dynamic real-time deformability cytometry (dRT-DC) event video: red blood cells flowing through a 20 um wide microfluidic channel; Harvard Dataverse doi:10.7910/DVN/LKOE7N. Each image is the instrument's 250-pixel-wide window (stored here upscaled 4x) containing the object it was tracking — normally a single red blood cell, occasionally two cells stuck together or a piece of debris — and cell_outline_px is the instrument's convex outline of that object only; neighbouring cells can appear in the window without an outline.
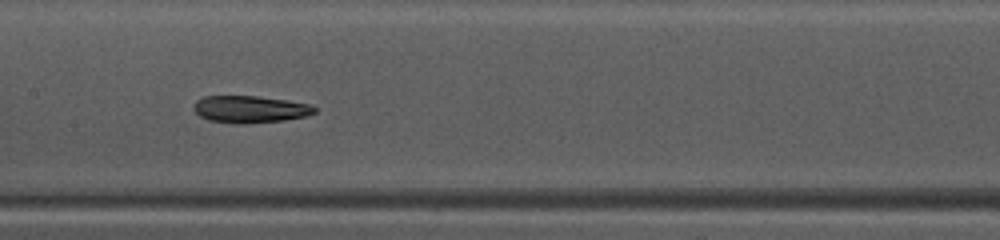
{"species": "common noctule bat (a hibernating species)", "species_latin": "Nyctalus noctula", "temperature_condition": "warm", "stored_images_in_passage": 35, "camera_frame_rate_fps": 3000, "um_per_image_px": 0.085, "animal": {"sex": "female", "body_mass_g": 10.0, "forearm_length_mm": 53.1}, "frame": {"image": 1, "passage_image": 11, "time_ms": 3.333, "image_size_px": [1000, 240], "cell_outline_px": [[316, 112], [304, 116], [284, 120], [240, 124], [208, 120], [200, 116], [192, 108], [192, 104], [196, 100], [204, 96], [256, 96], [288, 100], [312, 104], [316, 108]], "centroid_in_image_um": [21.23, 9.27], "position_along_channel_um": 186.2, "area_um2": 19.13}}
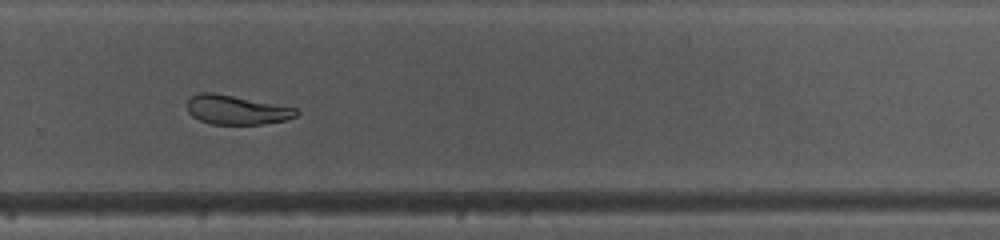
{"frame": {"image": 2, "passage_image": 20, "time_ms": 6.333, "image_size_px": [1000, 240], "cell_outline_px": [[300, 112], [296, 116], [284, 120], [264, 124], [212, 124], [200, 120], [192, 116], [188, 112], [188, 100], [192, 96], [200, 92], [212, 92], [296, 108]], "centroid_in_image_um": [20.09, 9.34], "position_along_channel_um": 309.7, "area_um2": 18.32}}
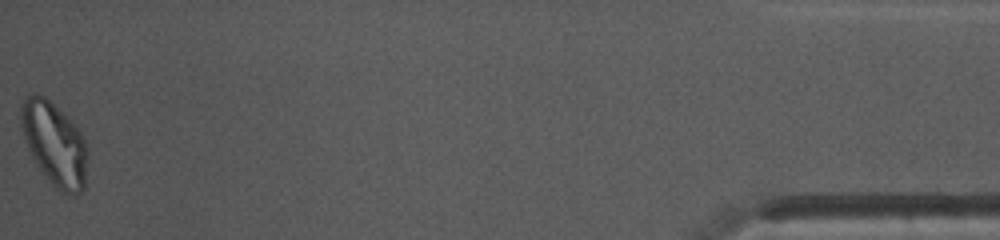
{"frame": {"image": 3, "passage_image": 35, "time_ms": 11.333, "image_size_px": [1000, 240], "cell_outline_px": [[88, 156], [84, 188], [76, 196], [72, 196], [60, 192], [52, 184], [36, 164], [24, 140], [20, 128], [20, 108], [24, 96], [36, 92], [44, 96], [72, 120], [80, 132], [88, 148]], "centroid_in_image_um": [4.62, 12.21], "position_along_channel_um": 430.6, "area_um2": 32.83}, "authors_computed_cell_mechanics": {"area_um2": 19.5942, "velocity_mm_per_s": 4.1392, "shape_relaxation_time_tau1_ms": 8.2667, "shape_relaxation_time_tau2_ms": 4.6567, "deformation_change_tau1": 0.2274, "deformation_change_tau2": 0.1392}}